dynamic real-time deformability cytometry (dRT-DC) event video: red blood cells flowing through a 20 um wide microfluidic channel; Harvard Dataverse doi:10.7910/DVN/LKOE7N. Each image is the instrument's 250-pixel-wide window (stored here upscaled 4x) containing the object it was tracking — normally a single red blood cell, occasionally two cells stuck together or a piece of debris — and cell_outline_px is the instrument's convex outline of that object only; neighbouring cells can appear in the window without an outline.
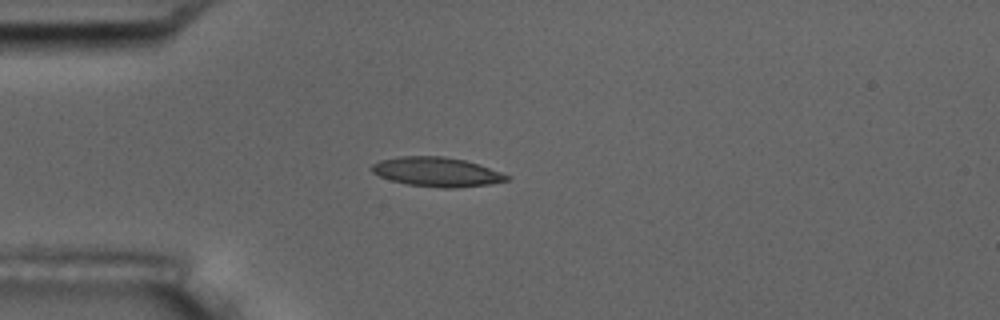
{"species": "common noctule bat (a hibernating species)", "species_latin": "Nyctalus noctula", "temperature_condition": "room temperature", "stored_images_in_passage": 5, "camera_frame_rate_fps": 3000, "um_per_image_px": 0.085, "animal": {"sex": "male", "body_mass_g": 17.5, "forearm_length_mm": 52.3}, "frame": {"image": 1, "passage_image": 5, "time_ms": 4.333, "image_size_px": [1000, 320], "cell_outline_px": [[512, 176], [508, 180], [488, 184], [456, 188], [444, 188], [408, 184], [392, 180], [380, 176], [372, 172], [372, 164], [380, 160], [400, 156], [444, 156], [464, 160]], "centroid_in_image_um": [37.12, 14.61], "position_along_channel_um": 47.9, "area_um2": 22.77}}